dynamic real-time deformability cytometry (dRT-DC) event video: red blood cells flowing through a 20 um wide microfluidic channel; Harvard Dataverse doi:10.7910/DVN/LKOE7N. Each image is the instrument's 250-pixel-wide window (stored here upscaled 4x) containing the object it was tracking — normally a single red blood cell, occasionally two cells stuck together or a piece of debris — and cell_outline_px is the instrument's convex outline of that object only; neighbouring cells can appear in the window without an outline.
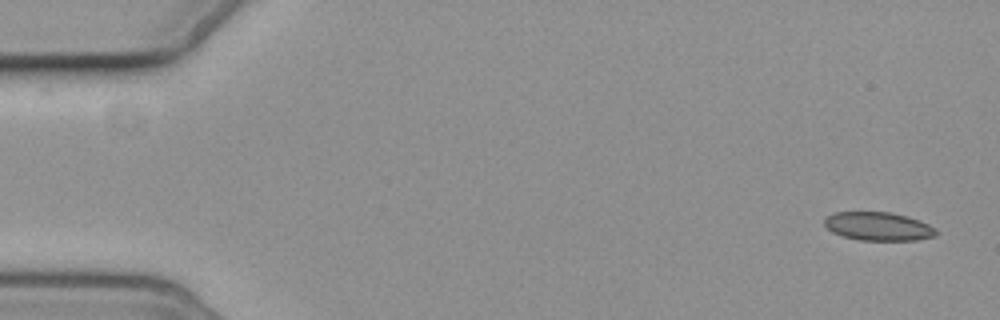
{"species": "common noctule bat (a hibernating species)", "species_latin": "Nyctalus noctula", "temperature_condition": "cold", "stored_images_in_passage": 5, "camera_frame_rate_fps": 3000, "um_per_image_px": 0.085, "animal": {"sex": "female", "body_mass_g": 19.3, "forearm_length_mm": 54.1}, "frame": {"image": 1, "passage_image": 1, "time_ms": 0.0, "image_size_px": [1000, 320], "cell_outline_px": [[936, 236], [916, 240], [860, 240], [844, 236], [832, 232], [824, 224], [824, 220], [828, 216], [836, 212], [888, 212], [908, 216], [920, 220], [936, 228]], "centroid_in_image_um": [74.68, 19.24], "position_along_channel_um": 10.3, "area_um2": 18.44}}
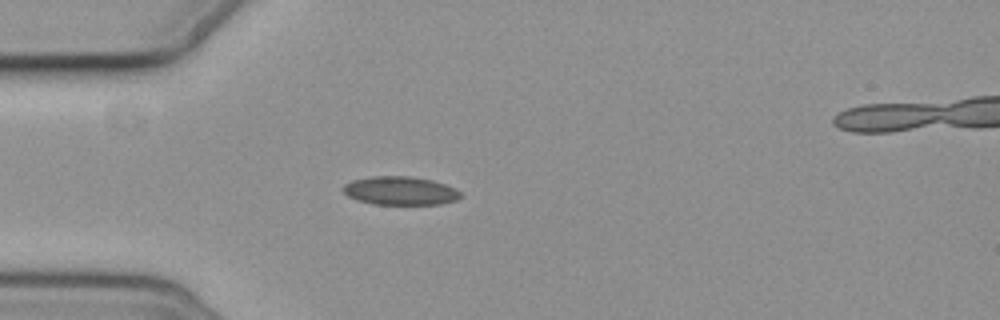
{"frame": {"image": 2, "passage_image": 5, "time_ms": 4.667, "image_size_px": [1000, 320], "cell_outline_px": [[460, 196], [456, 200], [440, 204], [372, 204], [356, 200], [348, 196], [344, 192], [344, 184], [352, 180], [372, 176], [408, 176], [432, 180], [444, 184], [460, 192]], "centroid_in_image_um": [33.98, 16.21], "position_along_channel_um": 51.0, "area_um2": 19.31}}